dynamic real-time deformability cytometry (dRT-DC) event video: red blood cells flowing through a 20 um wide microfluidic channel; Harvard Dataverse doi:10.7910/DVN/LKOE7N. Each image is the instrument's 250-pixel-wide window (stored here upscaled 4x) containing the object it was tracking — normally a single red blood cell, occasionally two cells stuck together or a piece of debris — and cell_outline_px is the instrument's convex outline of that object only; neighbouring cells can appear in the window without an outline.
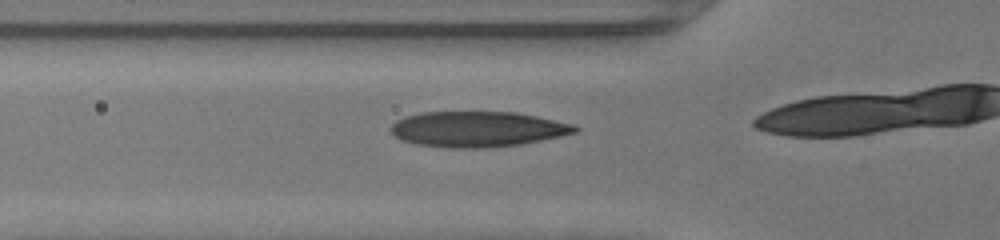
{"species": "human", "species_latin": "Homo sapiens", "temperature_condition": "warm", "stored_images_in_passage": 13, "camera_frame_rate_fps": 3000, "um_per_image_px": 0.085, "donor": {"sex": "female"}, "frame": {"image": 1, "passage_image": 11, "time_ms": 3.333, "image_size_px": [1000, 240], "cell_outline_px": [[580, 128], [576, 132], [560, 136], [520, 144], [484, 148], [448, 148], [416, 144], [400, 140], [388, 128], [396, 120], [404, 116], [424, 112], [516, 112], [576, 124]], "centroid_in_image_um": [40.57, 10.97], "position_along_channel_um": 85.2, "area_um2": 38.26}}